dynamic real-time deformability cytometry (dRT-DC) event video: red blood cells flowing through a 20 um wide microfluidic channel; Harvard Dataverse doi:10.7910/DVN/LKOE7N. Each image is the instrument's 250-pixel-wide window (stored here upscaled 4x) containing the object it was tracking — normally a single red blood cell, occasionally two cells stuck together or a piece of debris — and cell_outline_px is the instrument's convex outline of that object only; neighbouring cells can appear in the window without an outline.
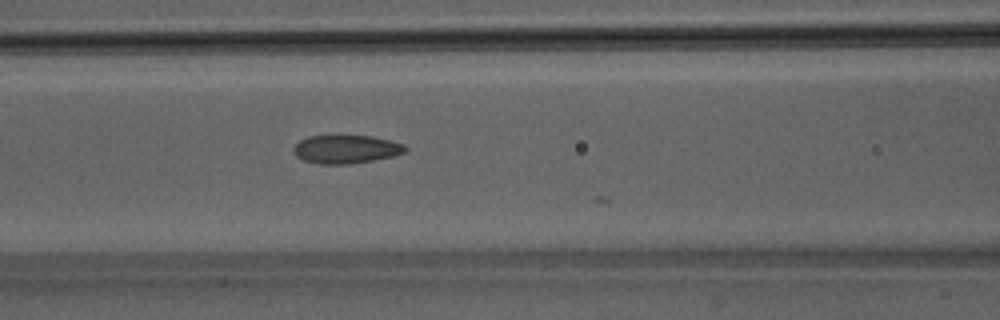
{"species": "Egyptian fruit bat (a non-hibernating species)", "species_latin": "Rousettus aegyptiacus", "temperature_condition": "room temperature", "stored_images_in_passage": 26, "camera_frame_rate_fps": 3000, "um_per_image_px": 0.085, "animal": {"sex": "male"}, "frame": {"image": 1, "passage_image": 22, "time_ms": 7.0, "image_size_px": [1000, 320], "cell_outline_px": [[408, 148], [404, 152], [392, 156], [372, 160], [348, 164], [320, 164], [304, 160], [296, 156], [292, 148], [300, 140], [308, 136], [372, 136], [404, 144]], "centroid_in_image_um": [29.39, 12.68], "position_along_channel_um": 137.2, "area_um2": 18.26}}